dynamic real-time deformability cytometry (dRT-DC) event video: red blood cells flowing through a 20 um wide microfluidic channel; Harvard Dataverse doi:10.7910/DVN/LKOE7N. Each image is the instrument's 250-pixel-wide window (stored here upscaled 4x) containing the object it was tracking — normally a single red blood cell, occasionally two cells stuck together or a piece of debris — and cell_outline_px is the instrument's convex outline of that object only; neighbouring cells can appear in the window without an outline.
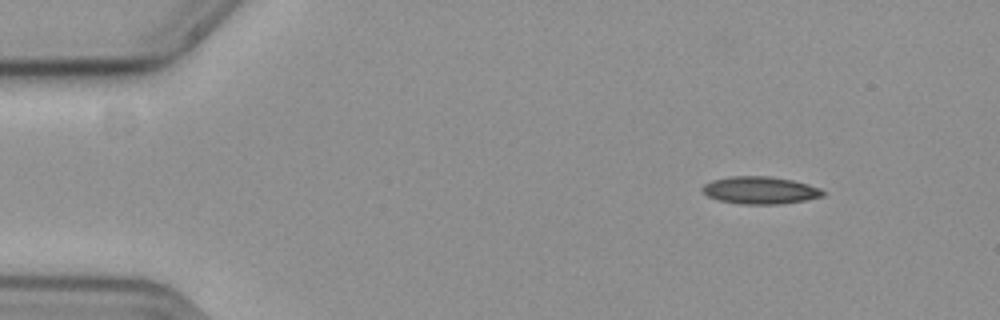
{"species": "common noctule bat (a hibernating species)", "species_latin": "Nyctalus noctula", "temperature_condition": "cold", "stored_images_in_passage": 51, "camera_frame_rate_fps": 3000, "um_per_image_px": 0.085, "animal": {"sex": "female", "body_mass_g": 19.3, "forearm_length_mm": 54.1}, "frame": {"image": 1, "passage_image": 1, "time_ms": 0.0, "image_size_px": [1000, 320], "cell_outline_px": [[824, 196], [804, 200], [776, 204], [740, 204], [720, 200], [708, 196], [700, 188], [704, 184], [712, 180], [728, 176], [772, 176], [792, 180], [808, 184], [820, 188], [824, 192]], "centroid_in_image_um": [64.59, 16.16], "position_along_channel_um": 20.4, "area_um2": 19.19}}
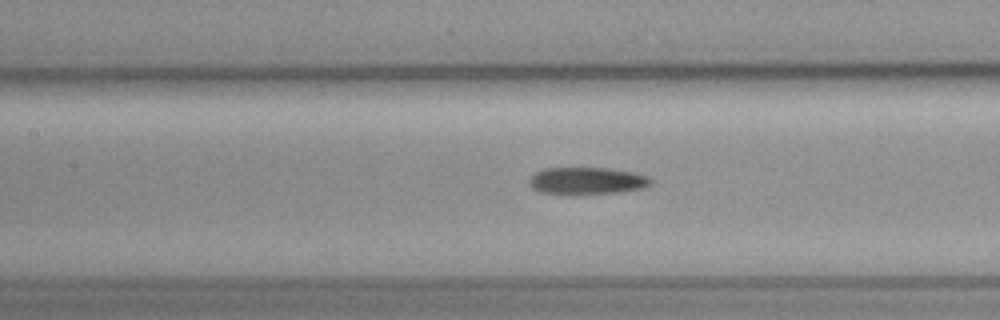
{"frame": {"image": 2, "passage_image": 20, "time_ms": 6.333, "image_size_px": [1000, 320], "cell_outline_px": [[652, 184], [644, 188], [620, 192], [540, 192], [532, 188], [528, 180], [536, 172], [544, 168], [608, 168], [632, 172], [648, 176], [652, 180]], "centroid_in_image_um": [49.93, 15.33], "position_along_channel_um": 157.5, "area_um2": 18.55}}
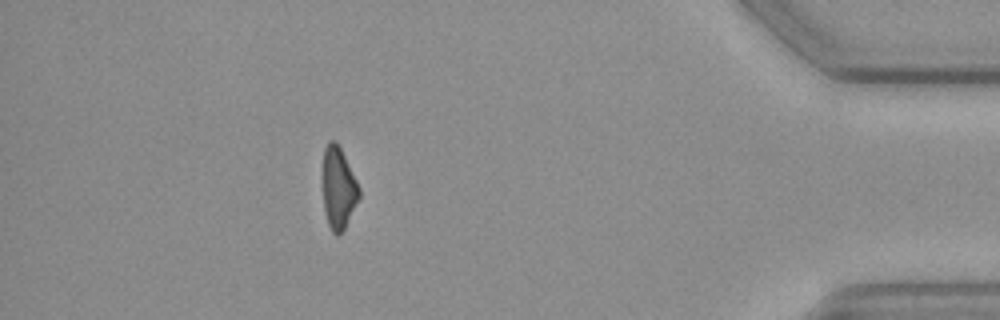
{"frame": {"image": 3, "passage_image": 45, "time_ms": 14.667, "image_size_px": [1000, 320], "cell_outline_px": [[360, 196], [344, 228], [336, 236], [332, 232], [328, 224], [324, 208], [324, 148], [328, 140], [336, 140], [360, 188]], "centroid_in_image_um": [28.77, 15.97], "position_along_channel_um": 406.4, "area_um2": 16.82}, "authors_computed_cell_mechanics": {"area_um2": 18.9006, "velocity_mm_per_s": 3.631, "shape_relaxation_time_tau1_ms": 9.0243, "shape_relaxation_time_tau2_ms": null, "deformation_change_tau1": 0.1885, "deformation_change_tau2": null}}